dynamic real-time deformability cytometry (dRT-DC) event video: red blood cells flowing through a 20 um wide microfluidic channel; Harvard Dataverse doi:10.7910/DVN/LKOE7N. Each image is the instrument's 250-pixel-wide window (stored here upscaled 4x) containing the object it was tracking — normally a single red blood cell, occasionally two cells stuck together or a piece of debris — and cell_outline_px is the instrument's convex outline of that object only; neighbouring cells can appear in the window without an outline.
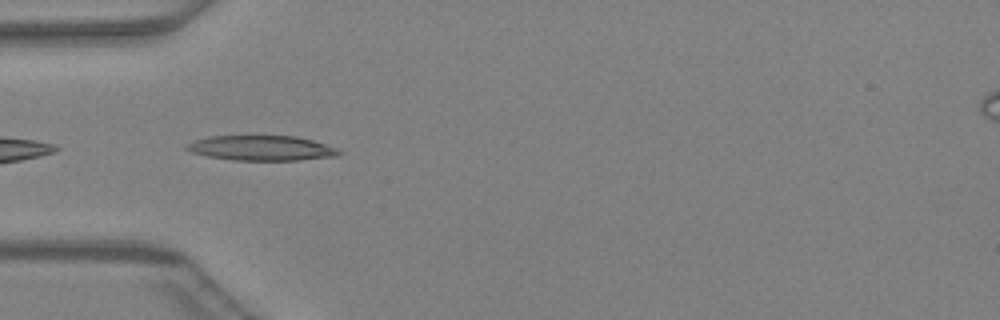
{"species": "Egyptian fruit bat (a non-hibernating species)", "species_latin": "Rousettus aegyptiacus", "temperature_condition": "warm", "stored_images_in_passage": 3, "camera_frame_rate_fps": 3000, "um_per_image_px": 0.085, "animal": {"sex": "female"}, "frame": {"image": 1, "passage_image": 1, "time_ms": 0.0, "image_size_px": [1000, 320], "cell_outline_px": [[344, 152], [336, 156], [300, 160], [232, 160], [208, 156], [192, 152], [184, 148], [188, 144], [196, 140], [208, 136], [296, 136], [312, 140], [336, 148]], "centroid_in_image_um": [22.24, 12.59], "position_along_channel_um": 62.8, "area_um2": 22.02}}